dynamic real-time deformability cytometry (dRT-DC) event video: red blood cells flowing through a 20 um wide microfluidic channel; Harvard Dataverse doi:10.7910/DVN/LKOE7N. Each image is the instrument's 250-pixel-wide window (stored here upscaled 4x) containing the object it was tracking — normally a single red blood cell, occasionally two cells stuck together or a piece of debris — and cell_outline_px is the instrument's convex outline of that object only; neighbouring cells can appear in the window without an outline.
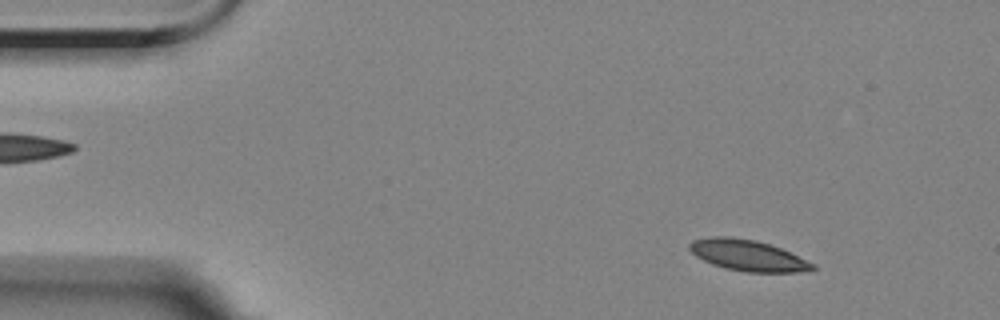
{"species": "Egyptian fruit bat (a non-hibernating species)", "species_latin": "Rousettus aegyptiacus", "temperature_condition": "room temperature", "stored_images_in_passage": 3, "camera_frame_rate_fps": 3000, "um_per_image_px": 0.085, "animal": {"sex": "female"}, "frame": {"image": 1, "passage_image": 1, "time_ms": 0.0, "image_size_px": [1000, 320], "cell_outline_px": [[816, 268], [796, 272], [748, 272], [724, 268], [712, 264], [696, 256], [688, 248], [688, 244], [692, 240], [712, 236], [728, 236], [756, 240], [780, 248], [816, 264]], "centroid_in_image_um": [63.53, 21.7], "position_along_channel_um": 21.5, "area_um2": 22.14}}